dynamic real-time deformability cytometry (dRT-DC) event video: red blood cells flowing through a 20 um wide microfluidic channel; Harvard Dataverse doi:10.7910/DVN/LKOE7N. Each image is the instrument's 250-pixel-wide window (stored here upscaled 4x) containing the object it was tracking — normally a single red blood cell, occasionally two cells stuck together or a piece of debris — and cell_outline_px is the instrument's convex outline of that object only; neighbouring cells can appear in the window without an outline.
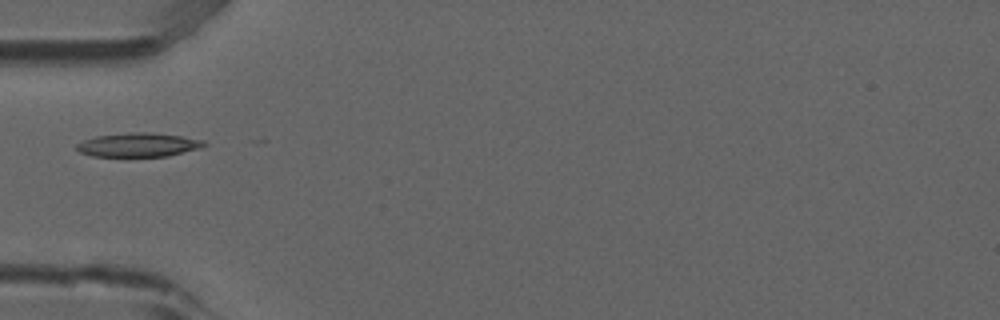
{"species": "common noctule bat (a hibernating species)", "species_latin": "Nyctalus noctula", "temperature_condition": "room temperature", "stored_images_in_passage": 2, "camera_frame_rate_fps": 3000, "um_per_image_px": 0.085, "animal": {"sex": "male", "forearm_length_mm": 52.5}, "frame": {"image": 1, "passage_image": 1, "time_ms": 0.0, "image_size_px": [1000, 320], "cell_outline_px": [[208, 144], [200, 148], [168, 156], [92, 156], [80, 152], [76, 148], [76, 144], [84, 140], [96, 136], [132, 132], [152, 132], [180, 136], [204, 140]], "centroid_in_image_um": [11.78, 12.31], "position_along_channel_um": 73.2, "area_um2": 17.69}}
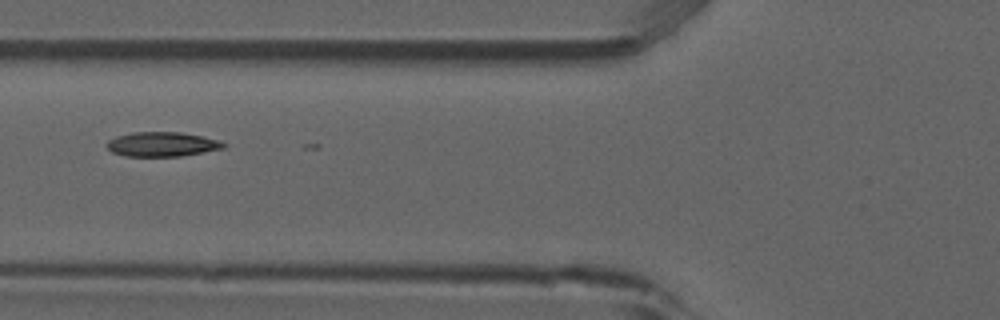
{"frame": {"image": 2, "passage_image": 2, "time_ms": 0.333, "image_size_px": [1000, 320], "cell_outline_px": [[228, 144], [224, 148], [180, 156], [124, 156], [112, 152], [108, 148], [108, 140], [116, 136], [132, 132], [180, 132], [204, 136]], "centroid_in_image_um": [13.77, 12.25], "position_along_channel_um": 112.0, "area_um2": 16.59}}